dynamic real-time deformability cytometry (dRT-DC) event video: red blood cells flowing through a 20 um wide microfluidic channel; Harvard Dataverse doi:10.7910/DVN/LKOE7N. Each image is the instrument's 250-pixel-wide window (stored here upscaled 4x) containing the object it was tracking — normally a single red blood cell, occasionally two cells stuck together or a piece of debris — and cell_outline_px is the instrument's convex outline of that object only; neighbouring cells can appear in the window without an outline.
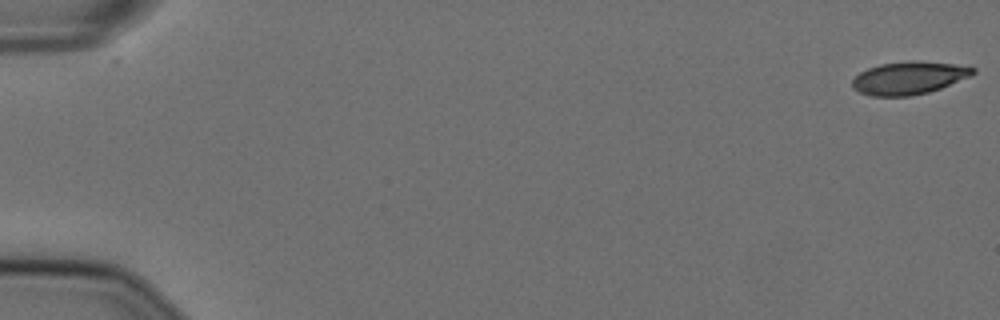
{"species": "Egyptian fruit bat (a non-hibernating species)", "species_latin": "Rousettus aegyptiacus", "temperature_condition": "cold", "stored_images_in_passage": 57, "camera_frame_rate_fps": 3000, "um_per_image_px": 0.085, "animal": {"sex": "female"}, "frame": {"image": 1, "passage_image": 1, "time_ms": 0.0, "image_size_px": [1000, 320], "cell_outline_px": [[976, 72], [968, 76], [940, 88], [928, 92], [912, 96], [868, 96], [852, 88], [852, 80], [860, 72], [868, 68], [880, 64], [912, 60], [952, 64], [976, 68]], "centroid_in_image_um": [77.2, 6.63], "position_along_channel_um": 7.8, "area_um2": 22.83}}
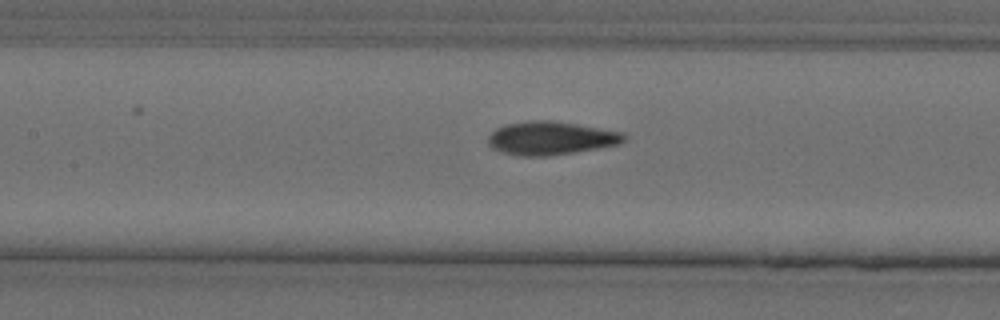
{"frame": {"image": 2, "passage_image": 27, "time_ms": 8.667, "image_size_px": [1000, 320], "cell_outline_px": [[624, 140], [620, 144], [548, 156], [520, 156], [504, 152], [492, 148], [488, 144], [488, 136], [496, 128], [504, 124], [532, 120], [548, 120], [576, 124], [624, 132]], "centroid_in_image_um": [46.78, 11.73], "position_along_channel_um": 160.6, "area_um2": 26.18}}
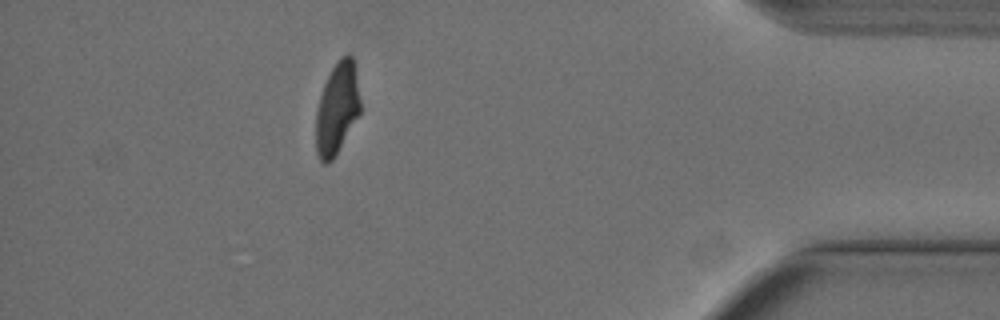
{"frame": {"image": 3, "passage_image": 51, "time_ms": 16.667, "image_size_px": [1000, 320], "cell_outline_px": [[360, 112], [332, 160], [328, 164], [324, 164], [320, 160], [316, 152], [316, 112], [320, 96], [324, 84], [336, 60], [340, 56], [348, 52], [352, 56], [356, 76], [360, 100]], "centroid_in_image_um": [28.63, 9.19], "position_along_channel_um": 406.6, "area_um2": 23.47}, "authors_computed_cell_mechanics": {"area_um2": 25.2586, "velocity_mm_per_s": 3.6184, "shape_relaxation_time_tau1_ms": 5.7242, "shape_relaxation_time_tau2_ms": 1.7731, "deformation_change_tau1": 0.1744, "deformation_change_tau2": 0.0666}}